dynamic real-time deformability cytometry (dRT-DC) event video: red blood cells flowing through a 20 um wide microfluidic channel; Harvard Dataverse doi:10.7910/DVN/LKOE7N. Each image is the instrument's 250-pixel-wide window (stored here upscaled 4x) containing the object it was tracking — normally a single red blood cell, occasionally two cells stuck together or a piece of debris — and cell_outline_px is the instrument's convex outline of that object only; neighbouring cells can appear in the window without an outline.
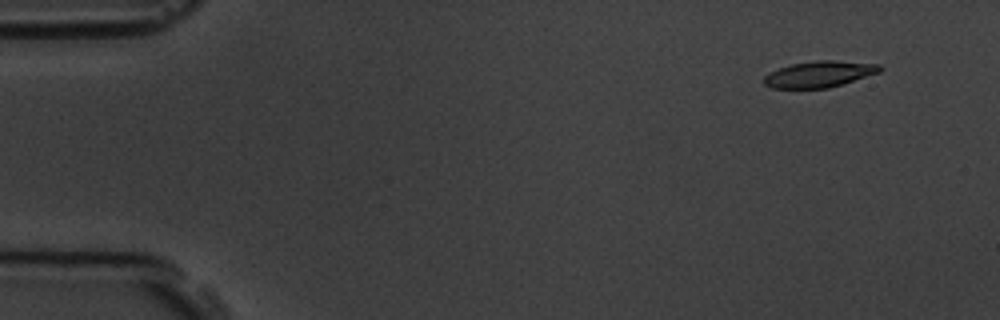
{"species": "common noctule bat (a hibernating species)", "species_latin": "Nyctalus noctula", "temperature_condition": "room temperature", "stored_images_in_passage": 11, "camera_frame_rate_fps": 3000, "um_per_image_px": 0.085, "animal": {"sex": "male", "body_mass_g": 19.5, "forearm_length_mm": 54.6}, "frame": {"image": 1, "passage_image": 2, "time_ms": 1.0, "image_size_px": [1000, 320], "cell_outline_px": [[884, 68], [880, 72], [828, 88], [772, 88], [764, 84], [764, 76], [780, 68], [792, 64], [816, 60], [832, 60], [880, 64]], "centroid_in_image_um": [69.67, 6.3], "position_along_channel_um": 15.3, "area_um2": 17.51}}
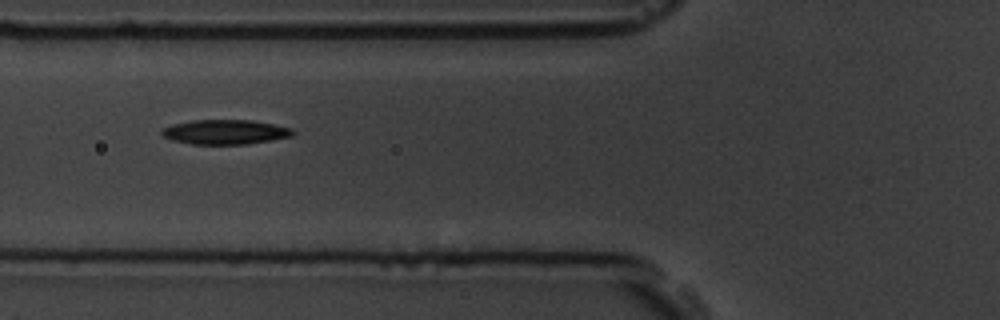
{"frame": {"image": 2, "passage_image": 6, "time_ms": 6.333, "image_size_px": [1000, 320], "cell_outline_px": [[296, 132], [292, 136], [272, 140], [248, 144], [192, 144], [172, 140], [164, 136], [160, 132], [164, 128], [172, 124], [192, 120], [252, 120], [292, 128]], "centroid_in_image_um": [19.16, 11.22], "position_along_channel_um": 106.6, "area_um2": 18.79}}
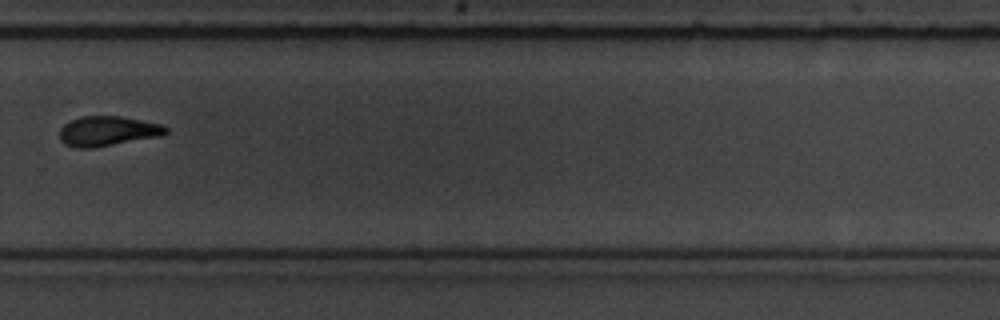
{"frame": {"image": 3, "passage_image": 11, "time_ms": 12.0, "image_size_px": [1000, 320], "cell_outline_px": [[168, 132], [160, 136], [92, 148], [76, 148], [64, 144], [60, 140], [60, 128], [64, 124], [80, 116], [120, 116], [160, 124], [168, 128]], "centroid_in_image_um": [9.12, 11.14], "position_along_channel_um": 320.7, "area_um2": 18.38}}